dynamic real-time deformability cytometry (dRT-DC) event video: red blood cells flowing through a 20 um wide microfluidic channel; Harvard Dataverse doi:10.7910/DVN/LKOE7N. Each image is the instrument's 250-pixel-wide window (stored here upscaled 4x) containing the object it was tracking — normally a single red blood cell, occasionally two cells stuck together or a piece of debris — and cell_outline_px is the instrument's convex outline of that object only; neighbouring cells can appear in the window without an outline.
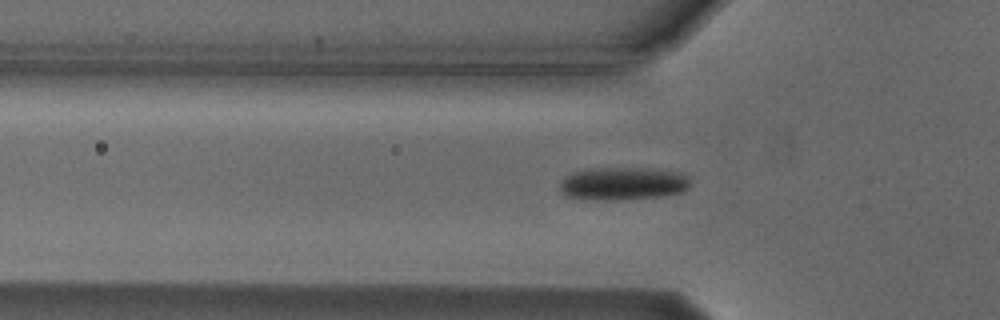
{"species": "Egyptian fruit bat (a non-hibernating species)", "species_latin": "Rousettus aegyptiacus", "temperature_condition": "cold", "stored_images_in_passage": 55, "camera_frame_rate_fps": 3000, "um_per_image_px": 0.085, "animal": {"sex": "male"}, "frame": {"image": 1, "passage_image": 17, "time_ms": 5.333, "image_size_px": [1000, 320], "cell_outline_px": [[688, 188], [684, 192], [660, 196], [608, 200], [604, 200], [568, 196], [560, 192], [560, 180], [564, 176], [572, 172], [584, 168], [652, 168], [680, 172], [688, 176]], "centroid_in_image_um": [52.93, 15.58], "position_along_channel_um": 72.9, "area_um2": 25.09}}
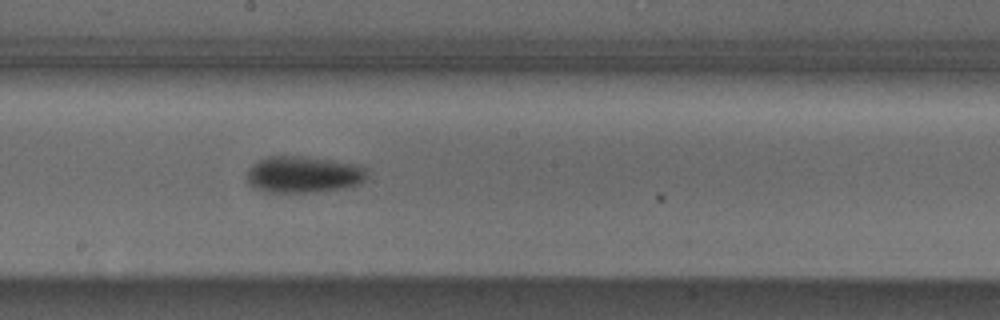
{"frame": {"image": 2, "passage_image": 29, "time_ms": 9.333, "image_size_px": [1000, 320], "cell_outline_px": [[368, 176], [360, 184], [344, 188], [312, 192], [268, 192], [252, 188], [248, 184], [244, 176], [248, 168], [256, 160], [268, 156], [304, 156], [360, 164], [368, 168]], "centroid_in_image_um": [25.77, 14.82], "position_along_channel_um": 222.4, "area_um2": 26.36}}
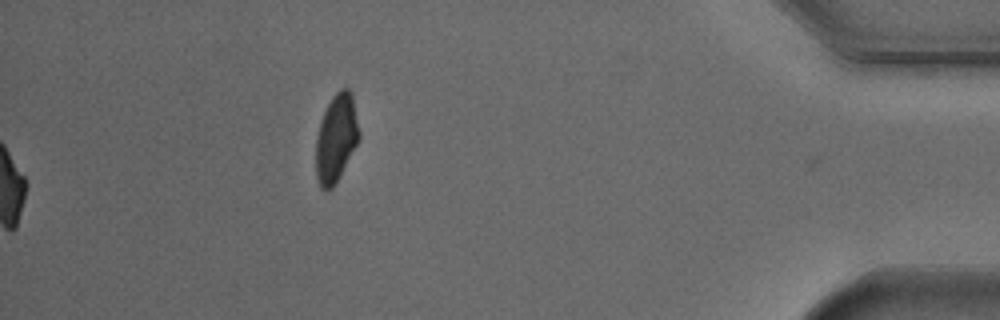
{"frame": {"image": 3, "passage_image": 55, "time_ms": 18.0, "image_size_px": [1000, 320], "cell_outline_px": [[360, 140], [340, 176], [332, 188], [320, 188], [316, 176], [316, 136], [324, 112], [332, 96], [340, 88], [348, 88], [352, 92], [360, 132]], "centroid_in_image_um": [28.6, 11.72], "position_along_channel_um": 406.6, "area_um2": 22.25}, "authors_computed_cell_mechanics": {"area_um2": 22.7732, "velocity_mm_per_s": 3.7398, "shape_relaxation_time_tau1_ms": 5.9584, "shape_relaxation_time_tau2_ms": null, "deformation_change_tau1": 0.1294, "deformation_change_tau2": null}}